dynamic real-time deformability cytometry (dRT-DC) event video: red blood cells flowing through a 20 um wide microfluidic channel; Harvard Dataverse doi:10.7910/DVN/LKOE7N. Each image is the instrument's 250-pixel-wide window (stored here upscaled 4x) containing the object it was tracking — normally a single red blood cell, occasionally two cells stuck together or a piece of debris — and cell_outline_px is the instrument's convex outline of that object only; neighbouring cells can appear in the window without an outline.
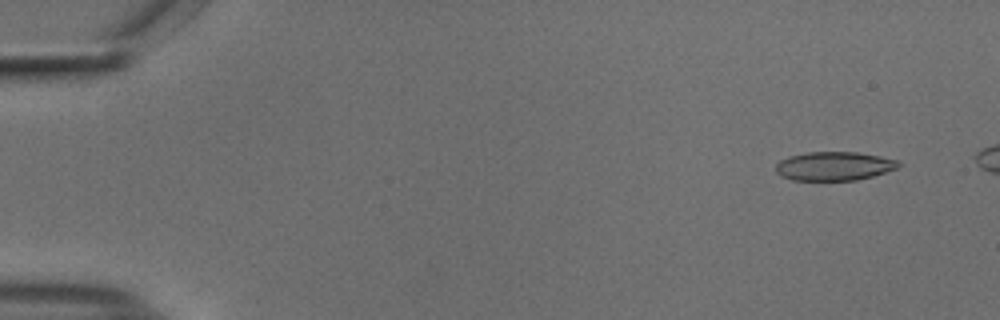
{"species": "common noctule bat (a hibernating species)", "species_latin": "Nyctalus noctula", "temperature_condition": "cold", "stored_images_in_passage": 47, "camera_frame_rate_fps": 3000, "um_per_image_px": 0.085, "animal": {"sex": "male", "body_mass_g": 18.8}, "frame": {"image": 1, "passage_image": 1, "time_ms": 0.0, "image_size_px": [1000, 320], "cell_outline_px": [[904, 164], [896, 168], [872, 176], [856, 180], [792, 180], [780, 176], [776, 172], [776, 164], [780, 160], [788, 156], [808, 152], [856, 152], [880, 156], [896, 160]], "centroid_in_image_um": [70.87, 14.11], "position_along_channel_um": 14.1, "area_um2": 20.58}}
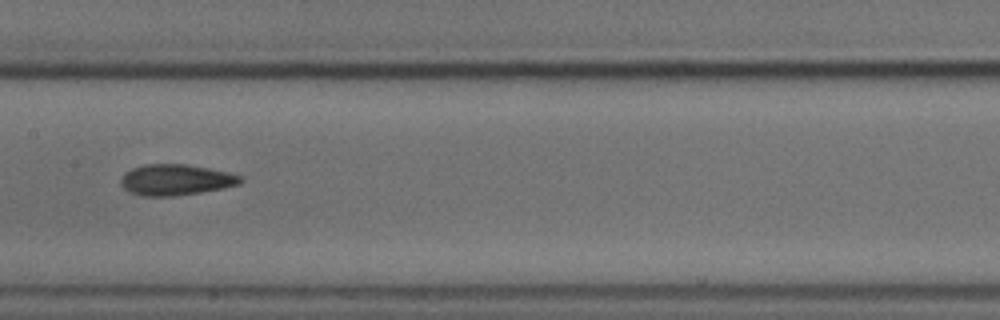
{"frame": {"image": 2, "passage_image": 25, "time_ms": 8.0, "image_size_px": [1000, 320], "cell_outline_px": [[244, 180], [240, 184], [224, 188], [200, 192], [172, 196], [144, 196], [128, 192], [120, 184], [120, 180], [124, 172], [132, 168], [144, 164], [184, 164], [208, 168], [244, 176]], "centroid_in_image_um": [14.93, 15.28], "position_along_channel_um": 192.5, "area_um2": 21.68}}
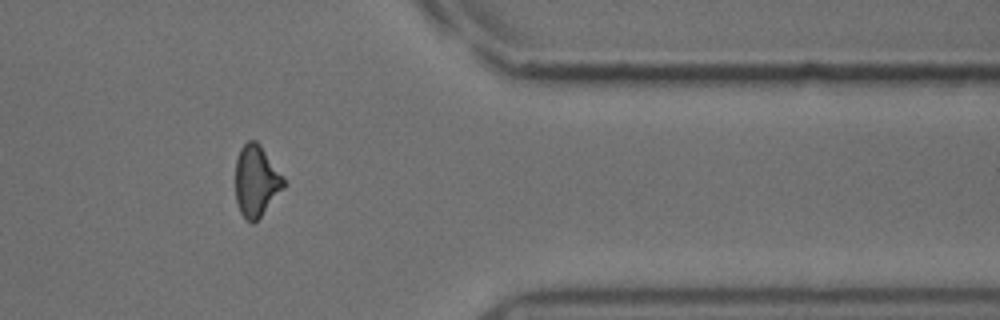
{"frame": {"image": 3, "passage_image": 42, "time_ms": 13.667, "image_size_px": [1000, 320], "cell_outline_px": [[288, 184], [260, 216], [252, 224], [244, 220], [240, 212], [236, 200], [236, 160], [240, 148], [248, 140], [256, 140], [260, 144]], "centroid_in_image_um": [21.78, 15.39], "position_along_channel_um": 389.6, "area_um2": 20.06}}